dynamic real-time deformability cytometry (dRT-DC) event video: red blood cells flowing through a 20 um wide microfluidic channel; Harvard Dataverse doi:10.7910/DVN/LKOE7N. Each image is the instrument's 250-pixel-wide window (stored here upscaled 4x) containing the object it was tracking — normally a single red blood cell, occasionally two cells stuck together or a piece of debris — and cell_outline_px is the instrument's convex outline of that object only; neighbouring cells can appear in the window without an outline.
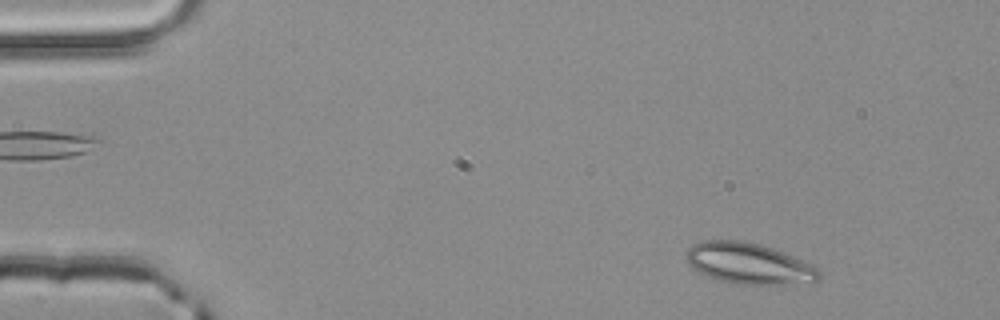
{"species": "common noctule bat (a hibernating species)", "species_latin": "Nyctalus noctula", "temperature_condition": "room temperature", "stored_images_in_passage": 49, "camera_frame_rate_fps": 3000, "um_per_image_px": 0.085, "animal": {"sex": "male", "body_mass_g": 20.4}, "frame": {"image": 1, "passage_image": 3, "time_ms": 0.667, "image_size_px": [1000, 320], "cell_outline_px": [[820, 276], [812, 284], [736, 284], [720, 280], [708, 276], [692, 268], [688, 264], [684, 256], [688, 248], [692, 244], [704, 240], [740, 240], [760, 244], [784, 252], [816, 268], [820, 272]], "centroid_in_image_um": [63.62, 22.4], "position_along_channel_um": 21.4, "area_um2": 31.79}}
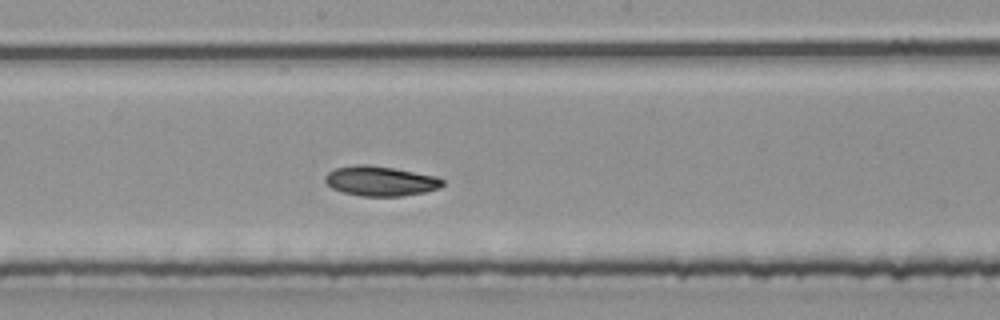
{"frame": {"image": 2, "passage_image": 25, "time_ms": 8.0, "image_size_px": [1000, 320], "cell_outline_px": [[444, 184], [440, 188], [424, 192], [400, 196], [360, 196], [344, 192], [332, 188], [324, 180], [324, 176], [328, 172], [336, 168], [356, 164], [368, 164], [392, 168], [436, 176], [444, 180]], "centroid_in_image_um": [32.33, 15.38], "position_along_channel_um": 215.9, "area_um2": 20.35}}
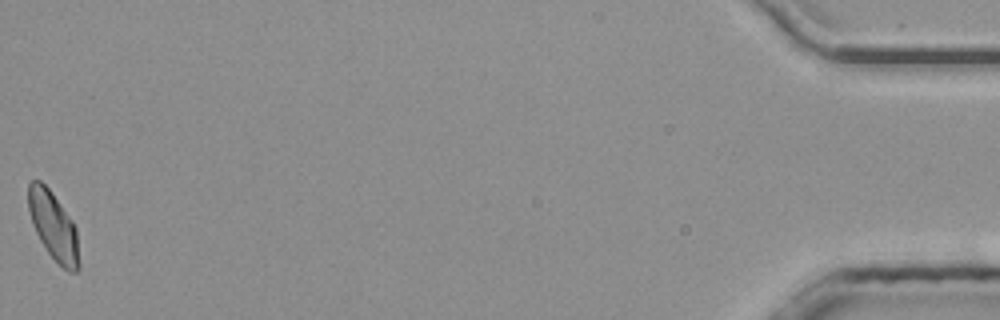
{"frame": {"image": 3, "passage_image": 49, "time_ms": 16.0, "image_size_px": [1000, 320], "cell_outline_px": [[80, 268], [76, 272], [68, 272], [48, 252], [40, 240], [32, 224], [28, 208], [28, 184], [32, 180], [40, 180], [52, 192], [72, 220], [76, 228], [80, 264]], "centroid_in_image_um": [4.55, 19.21], "position_along_channel_um": 430.7, "area_um2": 20.11}, "authors_computed_cell_mechanics": {"area_um2": 20.4034, "velocity_mm_per_s": 3.976, "shape_relaxation_time_tau1_ms": 2.8221, "shape_relaxation_time_tau2_ms": null, "deformation_change_tau1": 0.1067, "deformation_change_tau2": null}}